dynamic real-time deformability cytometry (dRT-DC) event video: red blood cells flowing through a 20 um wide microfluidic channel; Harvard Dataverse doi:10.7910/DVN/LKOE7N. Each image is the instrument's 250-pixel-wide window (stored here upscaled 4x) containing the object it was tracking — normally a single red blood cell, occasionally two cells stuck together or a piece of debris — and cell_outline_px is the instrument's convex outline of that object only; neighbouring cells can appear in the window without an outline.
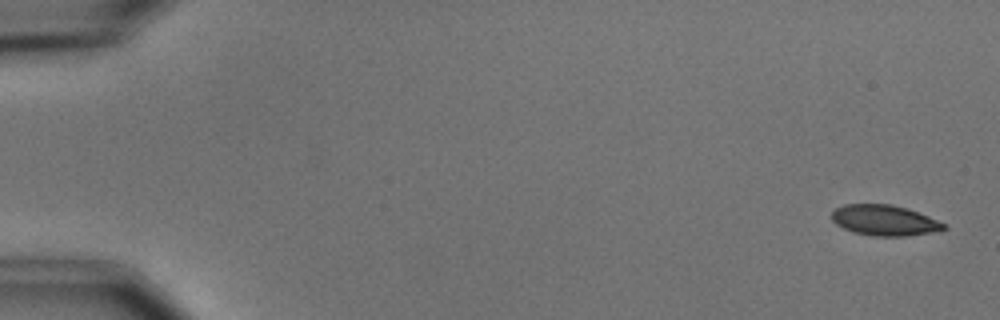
{"species": "common noctule bat (a hibernating species)", "species_latin": "Nyctalus noctula", "temperature_condition": "cold", "stored_images_in_passage": 5, "camera_frame_rate_fps": 3000, "um_per_image_px": 0.085, "animal": {"sex": "male", "body_mass_g": 15.6}, "frame": {"image": 1, "passage_image": 1, "time_ms": 0.0, "image_size_px": [1000, 320], "cell_outline_px": [[948, 228], [932, 232], [908, 236], [872, 236], [856, 232], [844, 228], [836, 224], [832, 220], [832, 212], [836, 208], [844, 204], [892, 204], [908, 208], [948, 224]], "centroid_in_image_um": [75.22, 18.72], "position_along_channel_um": 9.8, "area_um2": 20.06}}
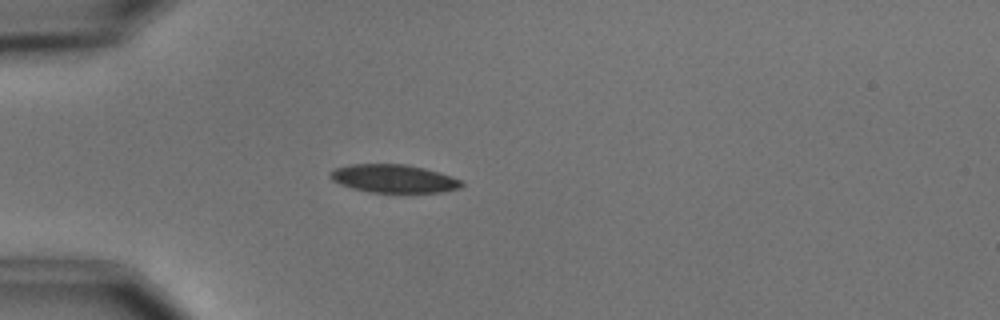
{"frame": {"image": 2, "passage_image": 5, "time_ms": 4.667, "image_size_px": [1000, 320], "cell_outline_px": [[464, 184], [460, 188], [444, 192], [368, 192], [352, 188], [340, 184], [332, 180], [328, 176], [328, 172], [336, 168], [352, 164], [404, 164], [424, 168], [452, 176], [460, 180]], "centroid_in_image_um": [33.45, 15.18], "position_along_channel_um": 51.6, "area_um2": 21.56}}